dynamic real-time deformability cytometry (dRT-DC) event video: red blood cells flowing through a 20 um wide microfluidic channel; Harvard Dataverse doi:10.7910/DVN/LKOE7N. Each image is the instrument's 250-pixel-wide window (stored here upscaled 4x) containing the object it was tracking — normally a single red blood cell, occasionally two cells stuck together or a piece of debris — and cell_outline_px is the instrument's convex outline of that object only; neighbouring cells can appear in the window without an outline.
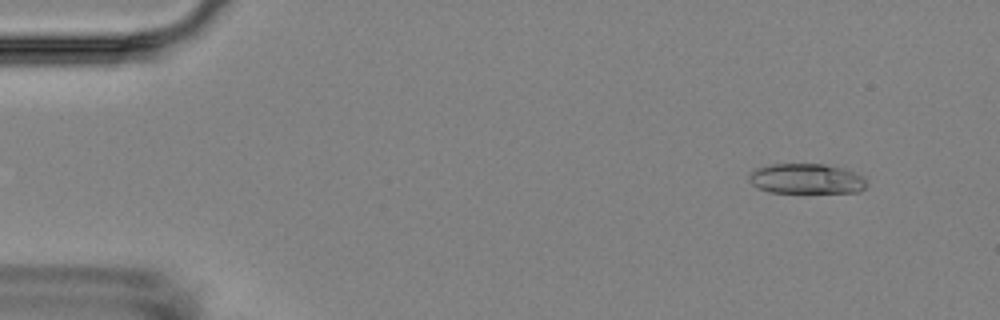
{"species": "Egyptian fruit bat (a non-hibernating species)", "species_latin": "Rousettus aegyptiacus", "temperature_condition": "room temperature", "stored_images_in_passage": 4, "camera_frame_rate_fps": 3000, "um_per_image_px": 0.085, "animal": {"sex": "female"}, "frame": {"image": 1, "passage_image": 1, "time_ms": 0.0, "image_size_px": [1000, 320], "cell_outline_px": [[864, 188], [860, 192], [768, 192], [752, 184], [748, 180], [748, 176], [756, 168], [772, 164], [824, 164], [844, 168], [856, 172], [864, 176]], "centroid_in_image_um": [68.54, 15.19], "position_along_channel_um": 16.5, "area_um2": 20.58}}
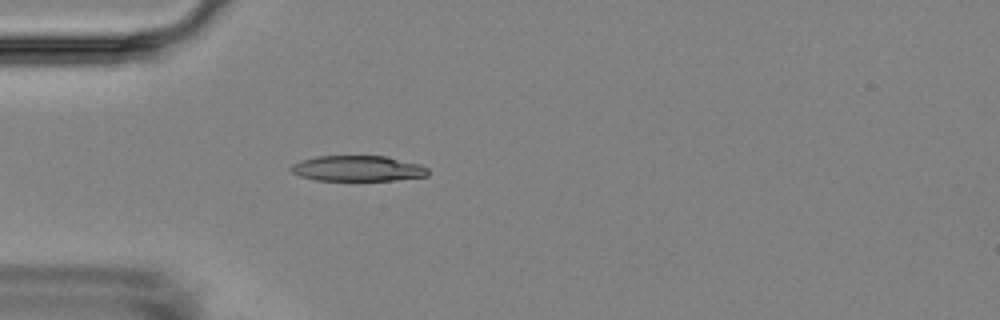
{"frame": {"image": 2, "passage_image": 4, "time_ms": 3.667, "image_size_px": [1000, 320], "cell_outline_px": [[428, 176], [396, 180], [316, 180], [300, 176], [292, 172], [288, 168], [292, 164], [300, 160], [316, 156], [388, 156], [420, 164], [428, 168]], "centroid_in_image_um": [30.4, 14.31], "position_along_channel_um": 54.6, "area_um2": 20.58}}